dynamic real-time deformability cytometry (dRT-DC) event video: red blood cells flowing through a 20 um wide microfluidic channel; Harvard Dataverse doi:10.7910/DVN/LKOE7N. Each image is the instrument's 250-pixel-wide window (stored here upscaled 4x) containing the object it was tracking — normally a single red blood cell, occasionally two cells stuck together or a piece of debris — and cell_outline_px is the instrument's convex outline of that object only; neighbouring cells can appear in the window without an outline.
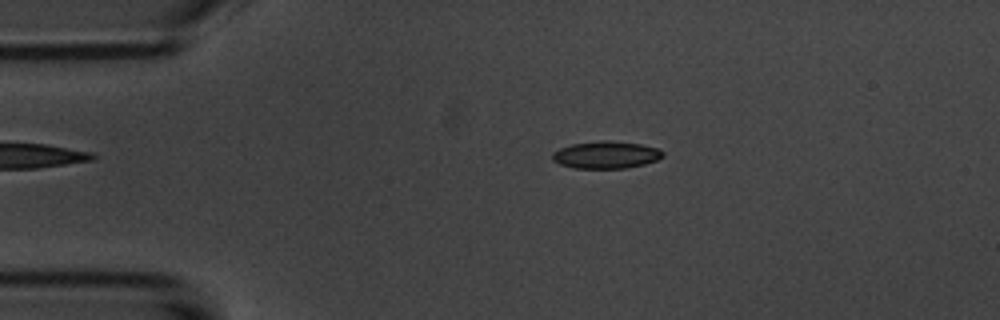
{"species": "common noctule bat (a hibernating species)", "species_latin": "Nyctalus noctula", "temperature_condition": "room temperature", "stored_images_in_passage": 6, "camera_frame_rate_fps": 3000, "um_per_image_px": 0.085, "animal": {"sex": "male", "body_mass_g": 20.1, "forearm_length_mm": 53.5}, "frame": {"image": 1, "passage_image": 6, "time_ms": 5.667, "image_size_px": [1000, 320], "cell_outline_px": [[664, 156], [656, 160], [644, 164], [624, 168], [572, 168], [560, 164], [552, 160], [552, 152], [560, 148], [572, 144], [600, 140], [612, 140], [640, 144], [656, 148], [664, 152]], "centroid_in_image_um": [51.49, 13.15], "position_along_channel_um": 33.5, "area_um2": 17.57}}